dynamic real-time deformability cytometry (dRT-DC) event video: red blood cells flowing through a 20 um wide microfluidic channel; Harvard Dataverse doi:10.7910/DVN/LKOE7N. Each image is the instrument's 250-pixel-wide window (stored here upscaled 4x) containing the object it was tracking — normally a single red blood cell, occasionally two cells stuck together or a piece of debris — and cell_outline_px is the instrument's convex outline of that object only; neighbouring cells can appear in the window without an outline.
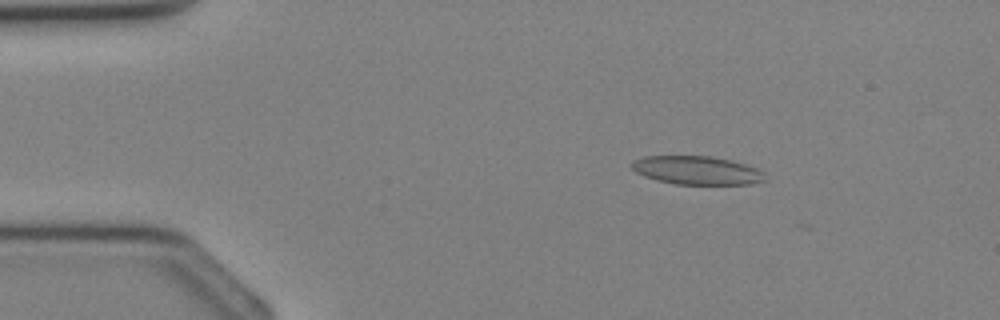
{"species": "Egyptian fruit bat (a non-hibernating species)", "species_latin": "Rousettus aegyptiacus", "temperature_condition": "cold", "stored_images_in_passage": 11, "camera_frame_rate_fps": 3000, "um_per_image_px": 0.085, "animal": {"sex": "female"}, "frame": {"image": 1, "passage_image": 6, "time_ms": 1.667, "image_size_px": [1000, 320], "cell_outline_px": [[764, 180], [752, 184], [676, 184], [656, 180], [644, 176], [636, 172], [628, 164], [632, 160], [644, 156], [712, 156], [744, 164], [756, 168], [764, 172]], "centroid_in_image_um": [59.17, 14.47], "position_along_channel_um": 25.8, "area_um2": 22.08}}